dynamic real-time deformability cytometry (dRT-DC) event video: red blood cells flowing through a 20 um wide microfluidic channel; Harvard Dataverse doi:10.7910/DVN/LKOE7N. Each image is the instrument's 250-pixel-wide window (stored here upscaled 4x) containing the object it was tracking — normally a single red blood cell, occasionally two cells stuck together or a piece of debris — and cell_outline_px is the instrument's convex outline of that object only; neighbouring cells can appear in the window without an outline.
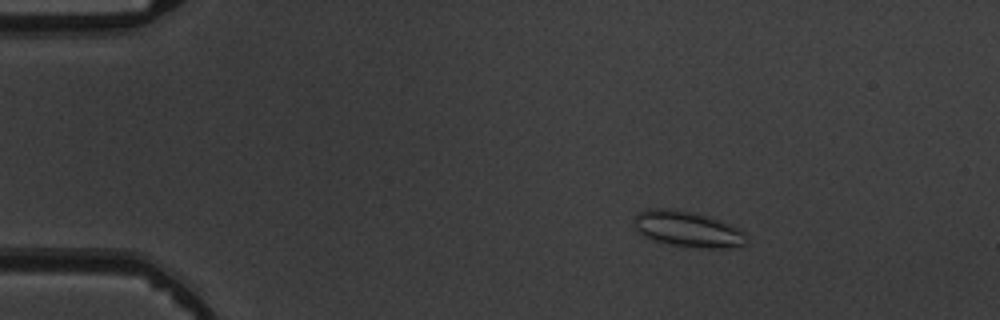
{"species": "common noctule bat (a hibernating species)", "species_latin": "Nyctalus noctula", "temperature_condition": "warm", "stored_images_in_passage": 5, "camera_frame_rate_fps": 3000, "um_per_image_px": 0.085, "animal": {"sex": "male", "body_mass_g": 19.5, "forearm_length_mm": 54.6}, "frame": {"image": 1, "passage_image": 3, "time_ms": 2.333, "image_size_px": [1000, 320], "cell_outline_px": [[748, 244], [740, 248], [700, 248], [668, 244], [652, 240], [644, 236], [636, 228], [632, 220], [644, 208], [672, 208], [692, 212], [708, 216], [720, 220], [740, 228], [748, 236]], "centroid_in_image_um": [58.51, 19.48], "position_along_channel_um": 26.5, "area_um2": 23.99}}